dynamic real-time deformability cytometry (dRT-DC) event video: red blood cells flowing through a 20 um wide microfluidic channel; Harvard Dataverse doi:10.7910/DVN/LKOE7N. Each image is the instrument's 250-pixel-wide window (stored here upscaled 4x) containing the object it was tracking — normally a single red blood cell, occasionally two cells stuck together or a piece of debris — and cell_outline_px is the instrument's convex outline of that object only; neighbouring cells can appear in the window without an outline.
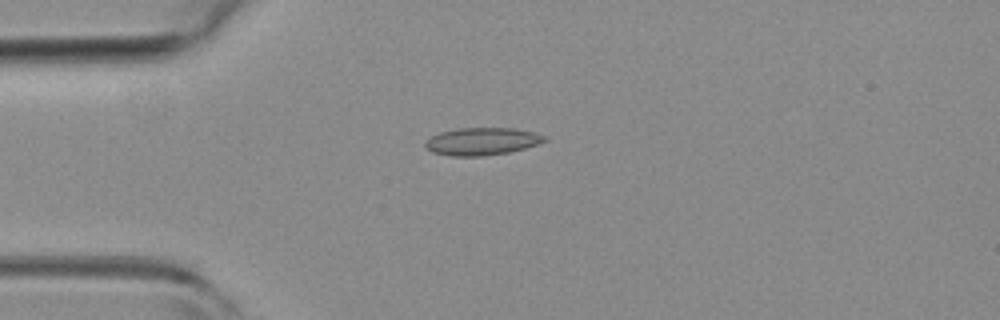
{"species": "common noctule bat (a hibernating species)", "species_latin": "Nyctalus noctula", "temperature_condition": "room temperature", "stored_images_in_passage": 6, "camera_frame_rate_fps": 3000, "um_per_image_px": 0.085, "animal": {"sex": "female", "body_mass_g": 19.3, "forearm_length_mm": 54.1}, "frame": {"image": 1, "passage_image": 2, "time_ms": 0.333, "image_size_px": [1000, 320], "cell_outline_px": [[548, 140], [524, 148], [508, 152], [480, 156], [452, 156], [432, 152], [424, 144], [432, 136], [440, 132], [460, 128], [512, 128], [532, 132], [548, 136]], "centroid_in_image_um": [40.98, 12.01], "position_along_channel_um": 44.0, "area_um2": 18.84}}
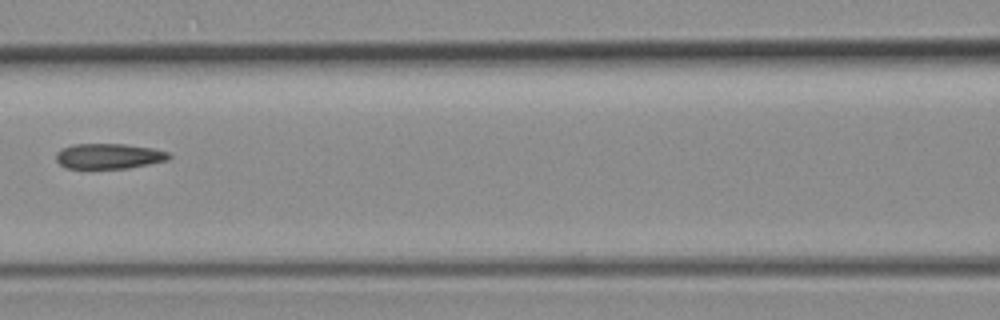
{"frame": {"image": 2, "passage_image": 5, "time_ms": 1.333, "image_size_px": [1000, 320], "cell_outline_px": [[172, 156], [168, 160], [128, 168], [64, 168], [56, 160], [56, 152], [60, 148], [72, 144], [124, 144], [152, 148], [168, 152]], "centroid_in_image_um": [9.22, 13.26], "position_along_channel_um": 157.4, "area_um2": 16.7}}
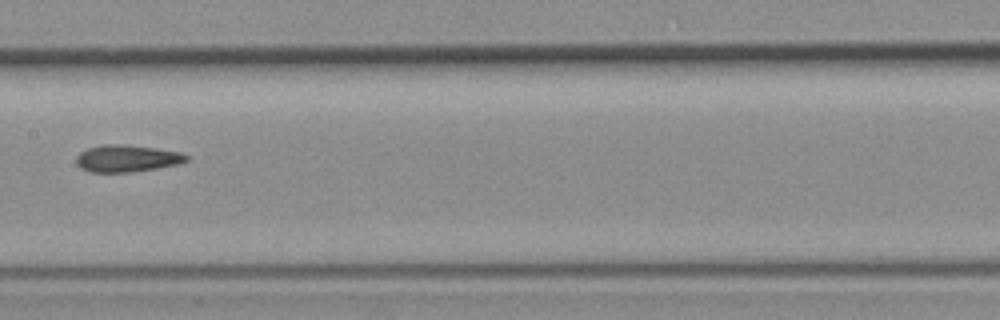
{"frame": {"image": 3, "passage_image": 6, "time_ms": 1.667, "image_size_px": [1000, 320], "cell_outline_px": [[188, 160], [180, 164], [132, 172], [92, 172], [80, 168], [76, 164], [76, 156], [80, 152], [88, 148], [100, 144], [120, 144], [156, 148], [180, 152], [188, 156]], "centroid_in_image_um": [10.77, 13.46], "position_along_channel_um": 196.6, "area_um2": 17.4}}